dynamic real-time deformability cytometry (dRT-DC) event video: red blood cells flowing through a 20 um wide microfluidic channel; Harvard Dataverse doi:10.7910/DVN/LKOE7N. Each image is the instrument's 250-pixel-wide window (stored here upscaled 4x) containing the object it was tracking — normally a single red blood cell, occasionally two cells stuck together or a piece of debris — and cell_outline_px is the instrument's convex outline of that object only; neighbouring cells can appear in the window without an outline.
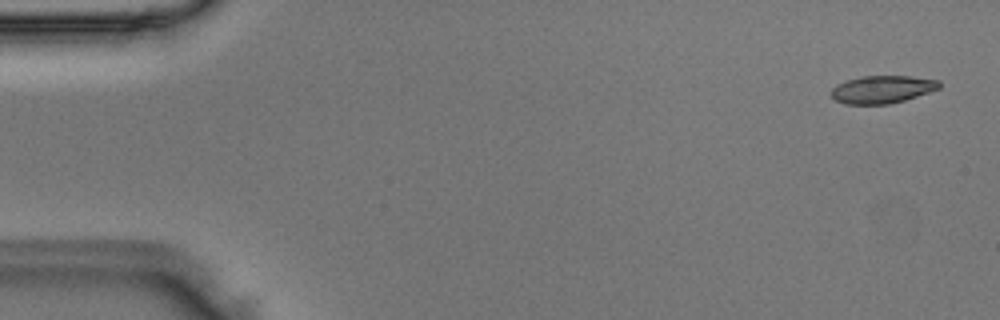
{"species": "Egyptian fruit bat (a non-hibernating species)", "species_latin": "Rousettus aegyptiacus", "temperature_condition": "room temperature", "stored_images_in_passage": 50, "camera_frame_rate_fps": 3000, "um_per_image_px": 0.085, "animal": {"sex": "male"}, "frame": {"image": 1, "passage_image": 2, "time_ms": 0.333, "image_size_px": [1000, 320], "cell_outline_px": [[940, 88], [904, 100], [888, 104], [844, 104], [836, 100], [832, 96], [832, 88], [836, 84], [860, 76], [912, 76], [940, 80]], "centroid_in_image_um": [74.99, 7.59], "position_along_channel_um": 10.0, "area_um2": 17.34}}
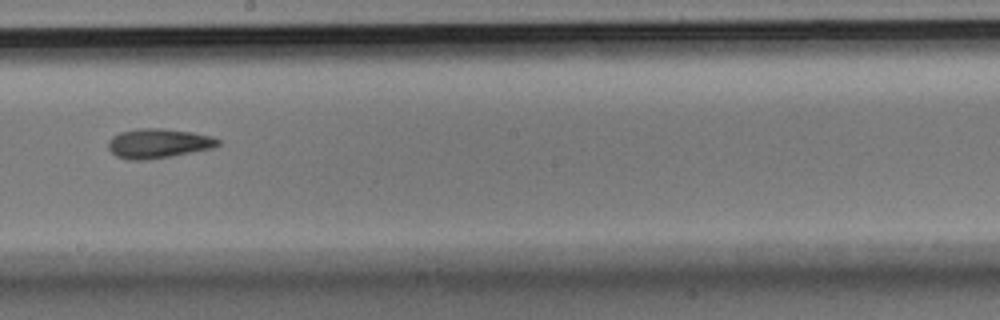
{"frame": {"image": 2, "passage_image": 28, "time_ms": 9.0, "image_size_px": [1000, 320], "cell_outline_px": [[220, 144], [212, 148], [172, 156], [144, 160], [128, 160], [116, 156], [108, 148], [108, 140], [112, 136], [120, 132], [140, 128], [164, 128], [192, 132], [212, 136], [220, 140]], "centroid_in_image_um": [13.44, 12.18], "position_along_channel_um": 234.8, "area_um2": 18.96}}
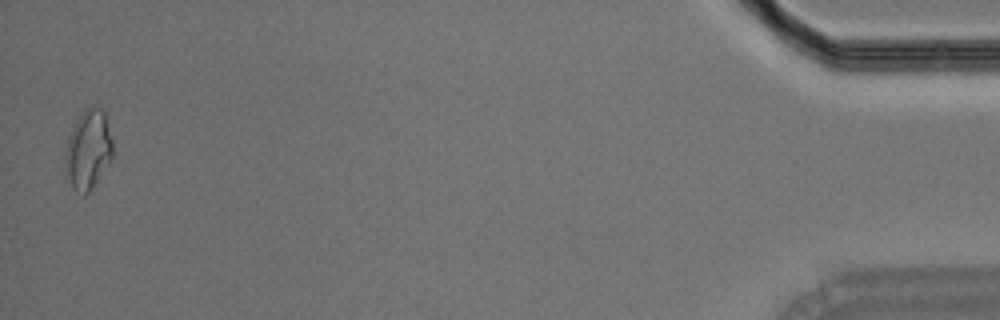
{"frame": {"image": 3, "passage_image": 49, "time_ms": 16.0, "image_size_px": [1000, 320], "cell_outline_px": [[112, 156], [88, 192], [84, 196], [76, 192], [72, 188], [64, 176], [64, 156], [68, 136], [80, 112], [84, 108], [104, 108], [112, 140]], "centroid_in_image_um": [7.44, 12.72], "position_along_channel_um": 427.8, "area_um2": 22.08}}